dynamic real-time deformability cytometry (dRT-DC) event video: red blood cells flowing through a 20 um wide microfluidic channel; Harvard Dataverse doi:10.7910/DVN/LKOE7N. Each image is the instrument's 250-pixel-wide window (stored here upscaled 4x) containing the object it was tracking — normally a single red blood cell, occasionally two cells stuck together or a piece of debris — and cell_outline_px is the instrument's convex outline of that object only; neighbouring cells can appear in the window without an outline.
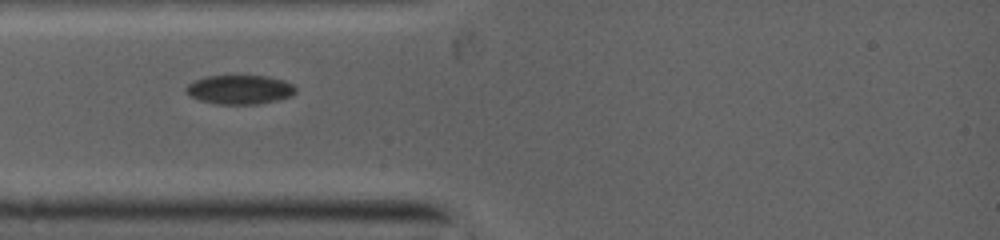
{"species": "common noctule bat (a hibernating species)", "species_latin": "Nyctalus noctula", "temperature_condition": "warm", "stored_images_in_passage": 2, "camera_frame_rate_fps": 5000, "um_per_image_px": 0.085, "animal": {"sex": "female", "body_mass_g": 19.0, "forearm_length_mm": 53.3}, "frame": {"image": 1, "passage_image": 1, "time_ms": 0.0, "image_size_px": [1000, 240], "cell_outline_px": [[296, 92], [292, 96], [276, 100], [256, 104], [220, 104], [200, 100], [192, 96], [184, 88], [188, 84], [196, 80], [208, 76], [264, 76], [280, 80], [292, 84], [296, 88]], "centroid_in_image_um": [20.39, 7.62], "position_along_channel_um": 64.6, "area_um2": 18.21}}